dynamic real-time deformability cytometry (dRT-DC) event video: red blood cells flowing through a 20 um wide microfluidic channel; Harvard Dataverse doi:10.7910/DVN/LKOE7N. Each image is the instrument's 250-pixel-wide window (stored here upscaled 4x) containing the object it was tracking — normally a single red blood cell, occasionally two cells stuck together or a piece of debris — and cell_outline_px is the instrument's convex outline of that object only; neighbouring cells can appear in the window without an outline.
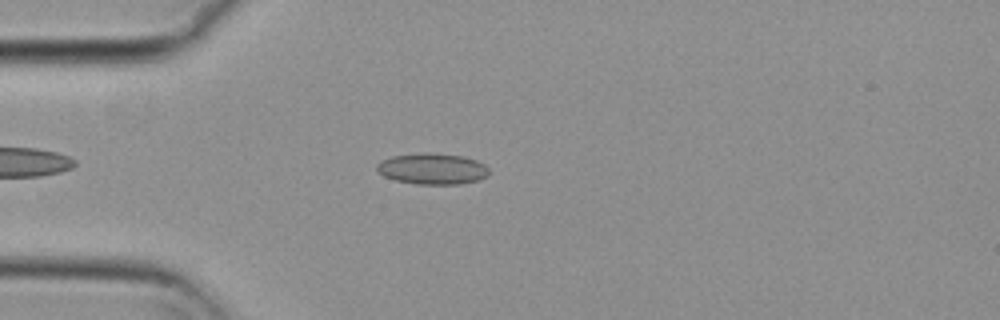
{"species": "common noctule bat (a hibernating species)", "species_latin": "Nyctalus noctula", "temperature_condition": "cold", "stored_images_in_passage": 29, "camera_frame_rate_fps": 3000, "um_per_image_px": 0.085, "animal": {"sex": "female", "body_mass_g": 29.2, "forearm_length_mm": 56.3}, "frame": {"image": 1, "passage_image": 7, "time_ms": 2.0, "image_size_px": [1000, 320], "cell_outline_px": [[488, 176], [476, 180], [460, 184], [416, 184], [396, 180], [384, 176], [376, 168], [376, 164], [380, 160], [392, 156], [424, 152], [428, 152], [464, 156], [476, 160], [484, 164], [488, 168]], "centroid_in_image_um": [36.74, 14.33], "position_along_channel_um": 48.3, "area_um2": 20.35}}
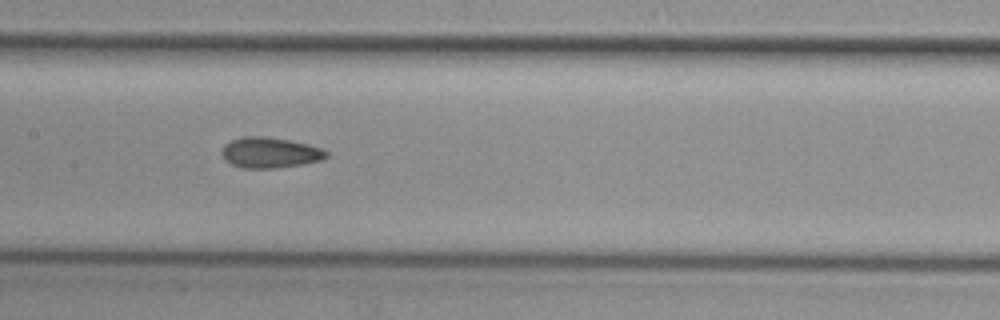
{"frame": {"image": 2, "passage_image": 19, "time_ms": 6.0, "image_size_px": [1000, 320], "cell_outline_px": [[328, 156], [320, 160], [304, 164], [276, 168], [240, 168], [224, 160], [220, 152], [224, 144], [232, 140], [244, 136], [264, 136], [288, 140], [308, 144], [324, 148], [328, 152]], "centroid_in_image_um": [22.93, 12.97], "position_along_channel_um": 184.5, "area_um2": 18.84}}
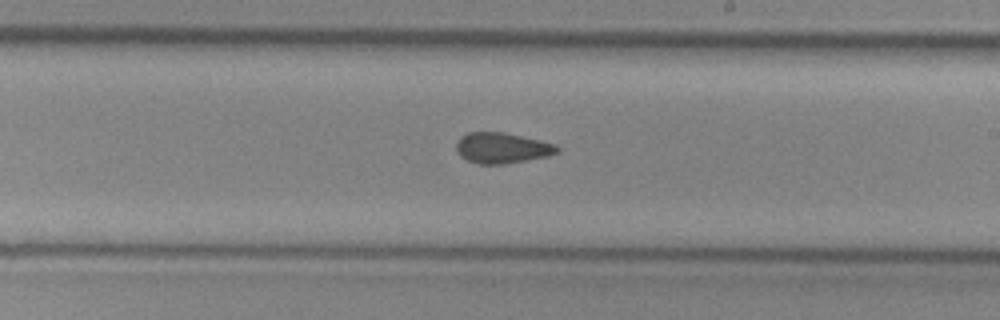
{"frame": {"image": 3, "passage_image": 24, "time_ms": 7.667, "image_size_px": [1000, 320], "cell_outline_px": [[560, 152], [548, 156], [504, 164], [476, 164], [460, 156], [456, 152], [456, 140], [460, 136], [468, 132], [504, 132], [540, 140], [556, 144], [560, 148]], "centroid_in_image_um": [42.66, 12.57], "position_along_channel_um": 246.3, "area_um2": 18.26}}